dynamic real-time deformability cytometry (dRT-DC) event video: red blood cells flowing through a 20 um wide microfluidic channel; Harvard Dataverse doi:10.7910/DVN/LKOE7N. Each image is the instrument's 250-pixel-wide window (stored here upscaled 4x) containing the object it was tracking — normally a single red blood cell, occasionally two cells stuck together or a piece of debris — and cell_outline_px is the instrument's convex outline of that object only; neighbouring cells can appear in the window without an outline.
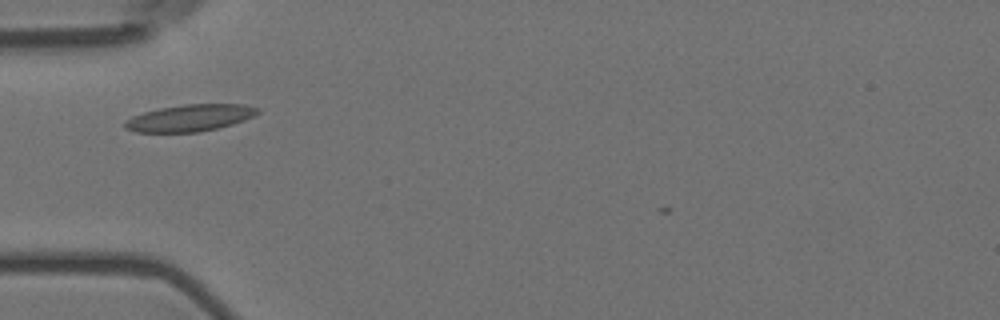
{"species": "Egyptian fruit bat (a non-hibernating species)", "species_latin": "Rousettus aegyptiacus", "temperature_condition": "room temperature", "stored_images_in_passage": 11, "camera_frame_rate_fps": 3000, "um_per_image_px": 0.085, "animal": {"sex": "female"}, "frame": {"image": 1, "passage_image": 2, "time_ms": 0.333, "image_size_px": [1000, 320], "cell_outline_px": [[260, 112], [244, 120], [232, 124], [216, 128], [196, 132], [136, 132], [124, 128], [124, 120], [132, 116], [144, 112], [160, 108], [184, 104], [244, 104], [260, 108]], "centroid_in_image_um": [16.12, 10.01], "position_along_channel_um": 68.9, "area_um2": 20.69}}
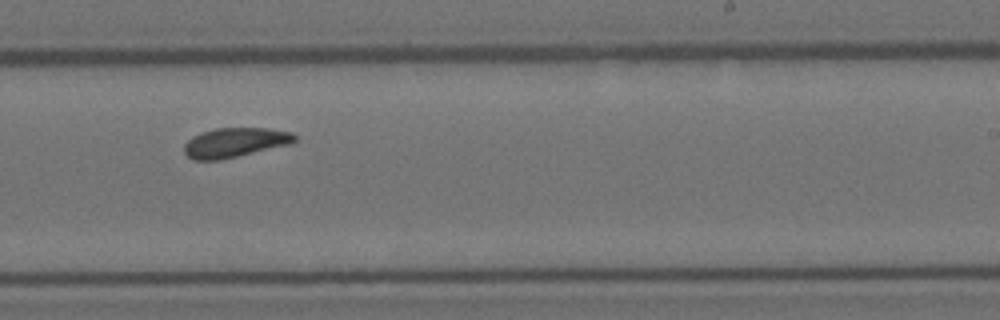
{"frame": {"image": 2, "passage_image": 7, "time_ms": 2.0, "image_size_px": [1000, 320], "cell_outline_px": [[296, 140], [288, 144], [220, 160], [192, 160], [184, 152], [184, 144], [192, 136], [216, 128], [268, 128], [292, 132], [296, 136]], "centroid_in_image_um": [19.94, 12.11], "position_along_channel_um": 269.1, "area_um2": 18.79}}
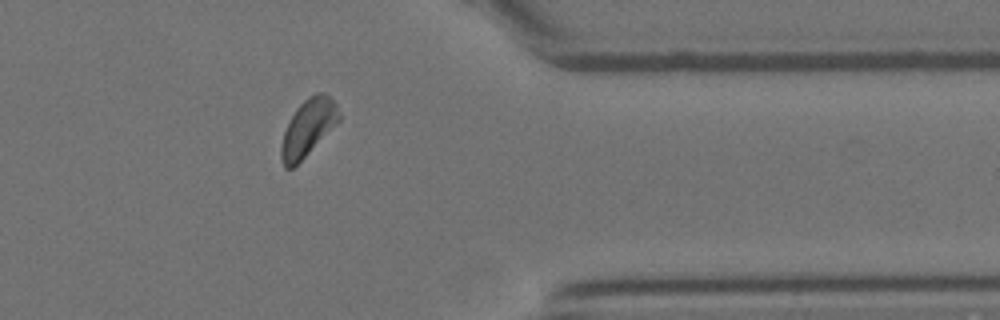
{"frame": {"image": 3, "passage_image": 10, "time_ms": 3.0, "image_size_px": [1000, 320], "cell_outline_px": [[340, 120], [292, 168], [284, 168], [280, 160], [280, 144], [284, 132], [296, 108], [308, 96], [316, 92], [324, 92], [336, 104], [340, 116]], "centroid_in_image_um": [26.15, 10.84], "position_along_channel_um": 385.2, "area_um2": 18.73}}